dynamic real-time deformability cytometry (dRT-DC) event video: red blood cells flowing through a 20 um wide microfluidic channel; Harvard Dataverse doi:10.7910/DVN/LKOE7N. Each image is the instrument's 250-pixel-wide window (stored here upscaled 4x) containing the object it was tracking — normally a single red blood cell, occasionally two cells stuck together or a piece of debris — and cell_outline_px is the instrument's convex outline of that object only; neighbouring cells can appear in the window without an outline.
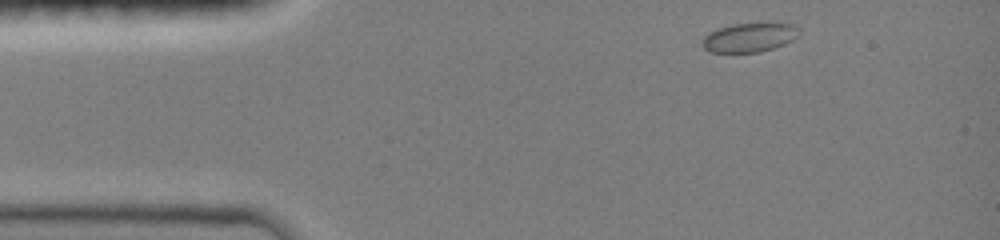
{"species": "common noctule bat (a hibernating species)", "species_latin": "Nyctalus noctula", "temperature_condition": "room temperature", "stored_images_in_passage": 5, "camera_frame_rate_fps": 3000, "um_per_image_px": 0.085, "animal": {"sex": "female", "body_mass_g": 19.0, "forearm_length_mm": 51.5}, "frame": {"image": 1, "passage_image": 1, "time_ms": 0.0, "image_size_px": [1000, 240], "cell_outline_px": [[800, 36], [784, 44], [760, 52], [708, 52], [704, 48], [704, 36], [708, 32], [732, 24], [768, 20], [776, 20], [792, 24], [800, 28]], "centroid_in_image_um": [63.8, 3.12], "position_along_channel_um": 21.2, "area_um2": 17.17}}
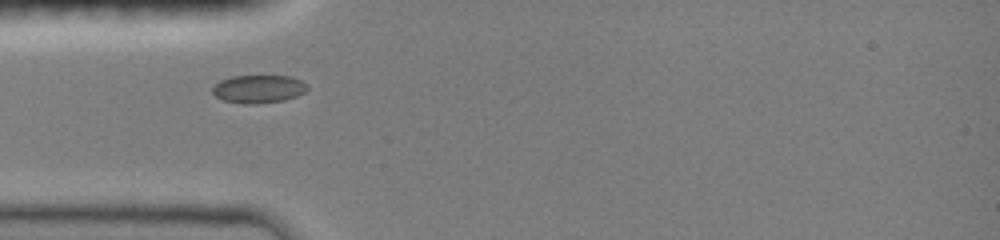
{"frame": {"image": 2, "passage_image": 4, "time_ms": 1.0, "image_size_px": [1000, 240], "cell_outline_px": [[308, 88], [304, 92], [296, 96], [284, 100], [256, 104], [244, 104], [224, 100], [216, 96], [212, 92], [212, 88], [220, 80], [232, 76], [292, 76], [308, 84]], "centroid_in_image_um": [21.99, 7.56], "position_along_channel_um": 63.0, "area_um2": 15.49}}